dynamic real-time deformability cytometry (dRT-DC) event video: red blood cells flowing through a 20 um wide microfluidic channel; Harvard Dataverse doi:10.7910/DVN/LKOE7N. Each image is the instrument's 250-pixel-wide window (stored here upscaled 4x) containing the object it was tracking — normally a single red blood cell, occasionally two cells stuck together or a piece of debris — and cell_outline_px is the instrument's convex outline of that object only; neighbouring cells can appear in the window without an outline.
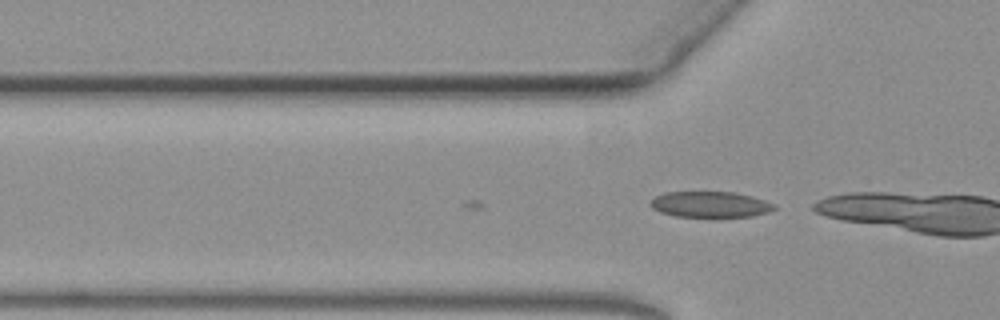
{"species": "common noctule bat (a hibernating species)", "species_latin": "Nyctalus noctula", "temperature_condition": "warm", "stored_images_in_passage": 4, "camera_frame_rate_fps": 3000, "um_per_image_px": 0.085, "animal": {"sex": "female", "body_mass_g": 19.3, "forearm_length_mm": 54.1}, "frame": {"image": 1, "passage_image": 4, "time_ms": 1.0, "image_size_px": [1000, 320], "cell_outline_px": [[776, 208], [768, 212], [752, 216], [716, 220], [712, 220], [676, 216], [660, 212], [652, 208], [648, 204], [656, 196], [668, 192], [732, 192], [752, 196], [776, 204]], "centroid_in_image_um": [60.39, 17.43], "position_along_channel_um": 65.4, "area_um2": 19.59}}